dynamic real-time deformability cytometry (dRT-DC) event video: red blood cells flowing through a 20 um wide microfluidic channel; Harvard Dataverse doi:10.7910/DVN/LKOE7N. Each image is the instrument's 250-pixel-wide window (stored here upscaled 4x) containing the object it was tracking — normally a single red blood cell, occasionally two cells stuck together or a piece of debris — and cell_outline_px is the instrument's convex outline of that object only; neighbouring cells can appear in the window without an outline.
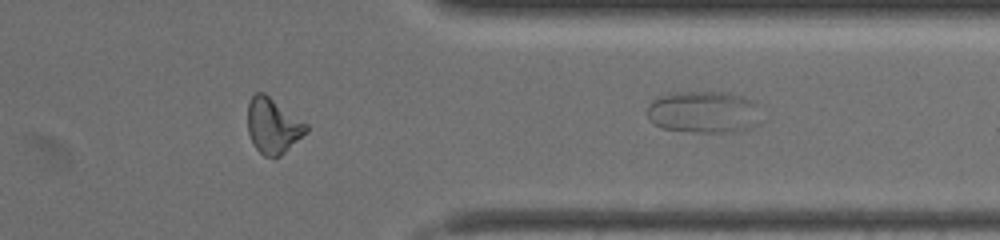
{"species": "common noctule bat (a hibernating species)", "species_latin": "Nyctalus noctula", "temperature_condition": "warm", "stored_images_in_passage": 19, "segment_of_instrument_passage": [2, 2], "camera_frame_rate_fps": 3000, "um_per_image_px": 0.085, "animal": {"sex": "female", "body_mass_g": 19.5, "forearm_length_mm": 54.1}, "frame": {"image": 1, "passage_image": 19, "time_ms": 8.0, "image_size_px": [1000, 240], "cell_outline_px": [[760, 124], [752, 128], [740, 132], [696, 132], [660, 128], [652, 124], [648, 120], [648, 104], [660, 96], [676, 92], [724, 92], [740, 96], [756, 104]], "centroid_in_image_um": [59.79, 9.55], "position_along_channel_um": 351.6, "area_um2": 27.98}}